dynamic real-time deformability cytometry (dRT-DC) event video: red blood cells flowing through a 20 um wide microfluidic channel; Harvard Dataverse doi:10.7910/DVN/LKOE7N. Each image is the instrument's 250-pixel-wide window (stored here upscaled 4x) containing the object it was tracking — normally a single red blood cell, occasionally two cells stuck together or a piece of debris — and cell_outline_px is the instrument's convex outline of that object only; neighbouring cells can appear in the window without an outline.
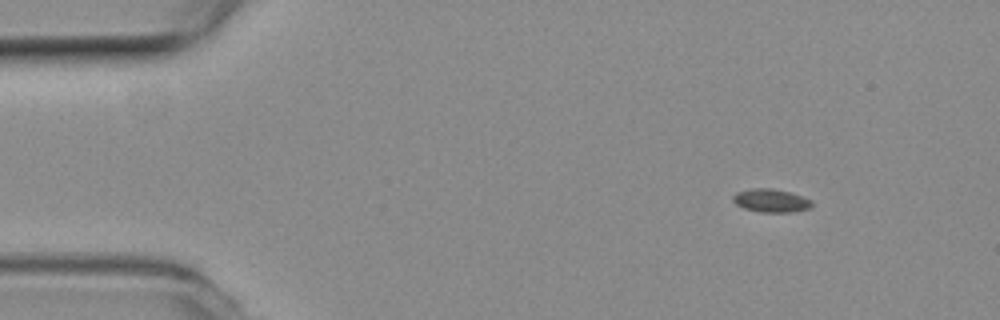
{"species": "common noctule bat (a hibernating species)", "species_latin": "Nyctalus noctula", "temperature_condition": "room temperature", "stored_images_in_passage": 4, "camera_frame_rate_fps": 3000, "um_per_image_px": 0.085, "animal": {"sex": "female", "body_mass_g": 19.3, "forearm_length_mm": 54.1}, "frame": {"image": 1, "passage_image": 1, "time_ms": 0.0, "image_size_px": [1000, 320], "cell_outline_px": [[812, 208], [792, 212], [760, 212], [744, 208], [736, 204], [732, 200], [732, 196], [736, 192], [752, 188], [772, 188], [788, 192], [812, 200]], "centroid_in_image_um": [65.52, 17.05], "position_along_channel_um": 19.5, "area_um2": 10.69}}